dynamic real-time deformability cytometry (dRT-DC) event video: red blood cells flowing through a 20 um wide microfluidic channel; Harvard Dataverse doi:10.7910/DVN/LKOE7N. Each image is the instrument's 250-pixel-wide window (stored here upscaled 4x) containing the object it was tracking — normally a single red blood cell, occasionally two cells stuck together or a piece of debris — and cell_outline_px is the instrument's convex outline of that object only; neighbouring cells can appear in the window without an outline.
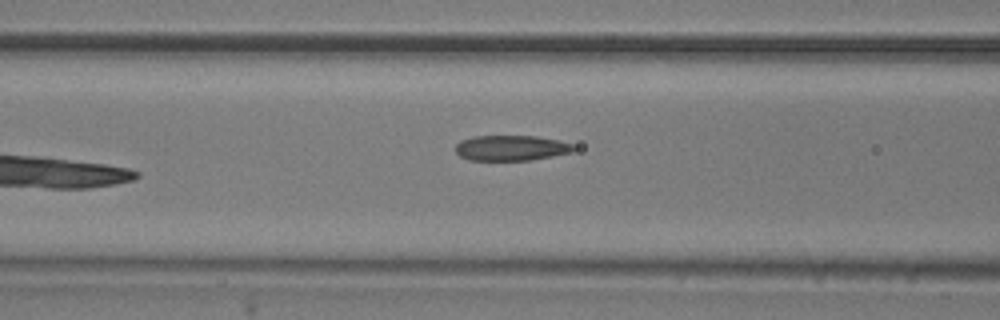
{"species": "common noctule bat (a hibernating species)", "species_latin": "Nyctalus noctula", "temperature_condition": "room temperature", "stored_images_in_passage": 3, "camera_frame_rate_fps": 3000, "um_per_image_px": 0.085, "animal": {"sex": "male", "body_mass_g": 20.5, "forearm_length_mm": 52.5}, "frame": {"image": 1, "passage_image": 3, "time_ms": 2.667, "image_size_px": [1000, 320], "cell_outline_px": [[576, 148], [572, 152], [532, 160], [468, 160], [460, 156], [456, 152], [456, 144], [460, 140], [472, 136], [536, 136], [560, 140], [572, 144]], "centroid_in_image_um": [43.44, 12.57], "position_along_channel_um": 123.2, "area_um2": 17.57}}